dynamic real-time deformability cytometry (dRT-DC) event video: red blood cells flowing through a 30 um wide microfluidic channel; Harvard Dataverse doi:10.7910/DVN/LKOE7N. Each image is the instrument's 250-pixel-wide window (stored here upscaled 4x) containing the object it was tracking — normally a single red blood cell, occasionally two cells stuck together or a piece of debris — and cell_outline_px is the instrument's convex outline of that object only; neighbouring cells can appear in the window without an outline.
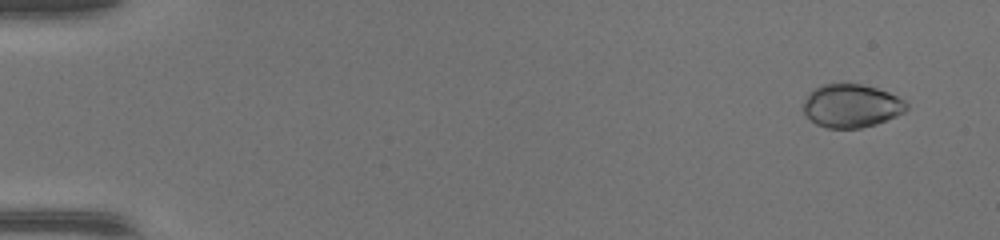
{"species": "common noctule bat (a hibernating species)", "species_latin": "Nyctalus noctula", "temperature_condition": "warm", "stored_images_in_passage": 45, "camera_frame_rate_fps": 3000, "um_per_image_px": 0.085, "animal": {"sex": "female", "body_mass_g": 17.0, "forearm_length_mm": 48.0}, "frame": {"image": 1, "passage_image": 1, "time_ms": 0.0, "image_size_px": [1000, 240], "cell_outline_px": [[908, 108], [904, 112], [896, 116], [876, 124], [860, 128], [828, 128], [816, 124], [804, 112], [804, 100], [808, 92], [820, 84], [844, 80], [864, 84], [888, 92], [904, 100], [908, 104]], "centroid_in_image_um": [72.35, 8.94], "position_along_channel_um": 12.7, "area_um2": 26.65}}
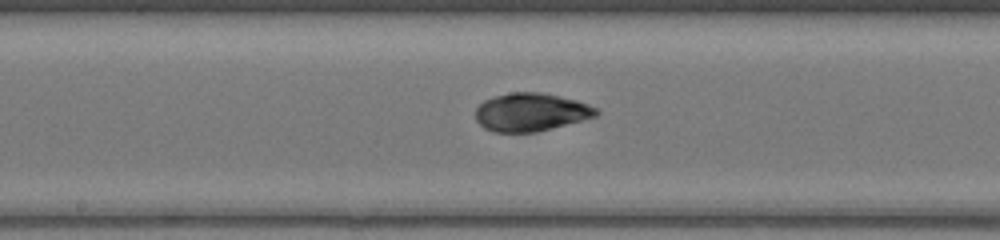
{"frame": {"image": 2, "passage_image": 24, "time_ms": 7.667, "image_size_px": [1000, 240], "cell_outline_px": [[600, 112], [596, 116], [536, 132], [492, 132], [484, 128], [476, 120], [476, 108], [484, 100], [492, 96], [512, 92], [540, 92], [560, 96], [576, 100], [588, 104], [596, 108]], "centroid_in_image_um": [45.09, 9.52], "position_along_channel_um": 203.1, "area_um2": 26.76}}
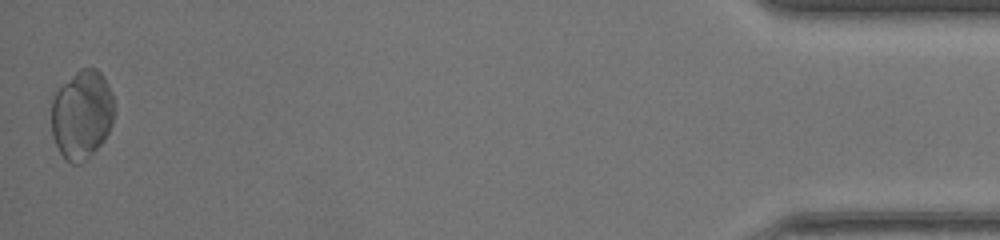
{"frame": {"image": 3, "passage_image": 45, "time_ms": 14.667, "image_size_px": [1000, 240], "cell_outline_px": [[116, 104], [112, 124], [104, 140], [80, 164], [72, 164], [64, 160], [52, 136], [52, 100], [56, 92], [80, 68], [96, 68], [104, 76], [112, 92]], "centroid_in_image_um": [6.98, 9.74], "position_along_channel_um": 428.2, "area_um2": 32.6}}